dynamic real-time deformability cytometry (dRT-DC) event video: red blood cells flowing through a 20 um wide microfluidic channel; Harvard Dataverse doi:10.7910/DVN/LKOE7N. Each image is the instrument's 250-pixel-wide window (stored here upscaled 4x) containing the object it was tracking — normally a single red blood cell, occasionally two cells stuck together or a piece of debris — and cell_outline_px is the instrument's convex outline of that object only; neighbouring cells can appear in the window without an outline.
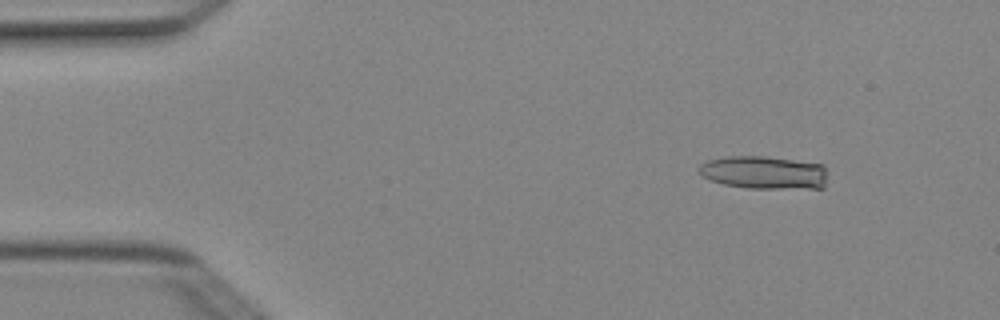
{"species": "Egyptian fruit bat (a non-hibernating species)", "species_latin": "Rousettus aegyptiacus", "temperature_condition": "cold", "stored_images_in_passage": 3, "camera_frame_rate_fps": 3000, "um_per_image_px": 0.085, "animal": {"sex": "female"}, "frame": {"image": 1, "passage_image": 1, "time_ms": 0.0, "image_size_px": [1000, 320], "cell_outline_px": [[824, 188], [748, 188], [724, 184], [708, 180], [696, 168], [700, 164], [708, 160], [728, 156], [768, 156], [824, 164]], "centroid_in_image_um": [64.91, 14.65], "position_along_channel_um": 20.1, "area_um2": 24.8}}
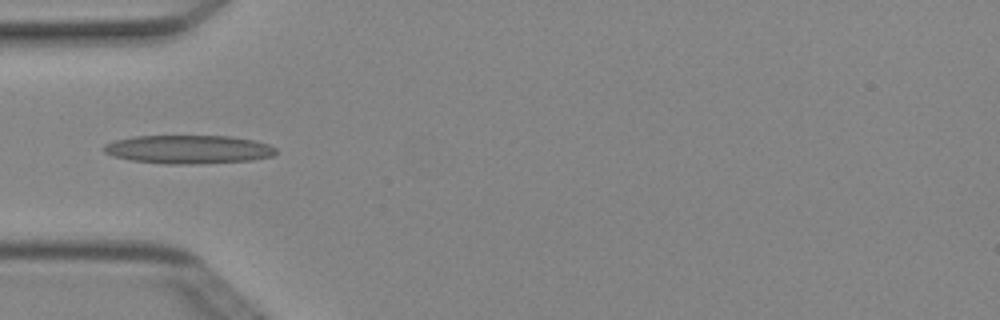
{"frame": {"image": 2, "passage_image": 3, "time_ms": 0.667, "image_size_px": [1000, 320], "cell_outline_px": [[276, 152], [272, 156], [252, 160], [196, 164], [164, 164], [132, 160], [112, 156], [104, 152], [100, 148], [104, 144], [116, 140], [136, 136], [232, 136], [252, 140], [268, 144], [276, 148]], "centroid_in_image_um": [15.99, 12.7], "position_along_channel_um": 69.0, "area_um2": 28.67}}